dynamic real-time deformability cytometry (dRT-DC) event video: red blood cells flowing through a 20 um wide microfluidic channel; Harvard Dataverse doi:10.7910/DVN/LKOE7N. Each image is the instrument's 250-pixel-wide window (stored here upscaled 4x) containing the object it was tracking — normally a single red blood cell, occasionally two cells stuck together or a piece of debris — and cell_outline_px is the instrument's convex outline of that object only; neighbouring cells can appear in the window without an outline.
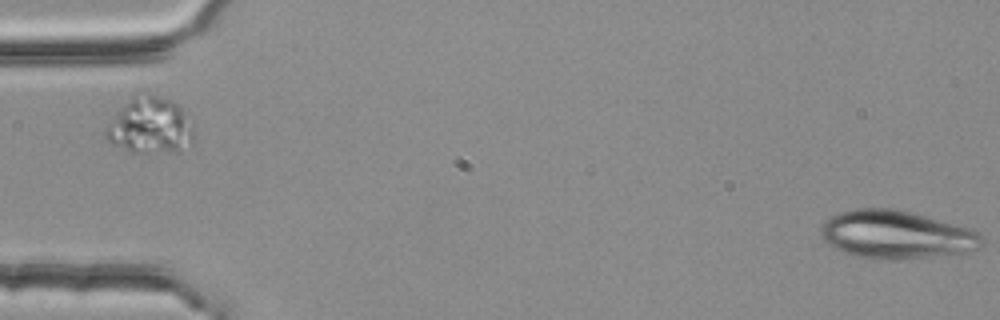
{"species": "common noctule bat (a hibernating species)", "species_latin": "Nyctalus noctula", "temperature_condition": "room temperature", "stored_images_in_passage": 2, "segment_of_instrument_passage": [2, 2], "camera_frame_rate_fps": 3000, "um_per_image_px": 0.085, "animal": {"sex": "female", "body_mass_g": 25.1}, "frame": {"image": 1, "passage_image": 2, "time_ms": 0.333, "image_size_px": [1000, 320], "cell_outline_px": [[984, 244], [968, 252], [900, 260], [876, 260], [852, 256], [840, 252], [828, 244], [820, 236], [820, 228], [832, 216], [840, 212], [856, 208], [892, 208], [972, 228], [980, 232], [984, 240]], "centroid_in_image_um": [76.18, 19.97], "position_along_channel_um": 8.8, "area_um2": 45.55}}